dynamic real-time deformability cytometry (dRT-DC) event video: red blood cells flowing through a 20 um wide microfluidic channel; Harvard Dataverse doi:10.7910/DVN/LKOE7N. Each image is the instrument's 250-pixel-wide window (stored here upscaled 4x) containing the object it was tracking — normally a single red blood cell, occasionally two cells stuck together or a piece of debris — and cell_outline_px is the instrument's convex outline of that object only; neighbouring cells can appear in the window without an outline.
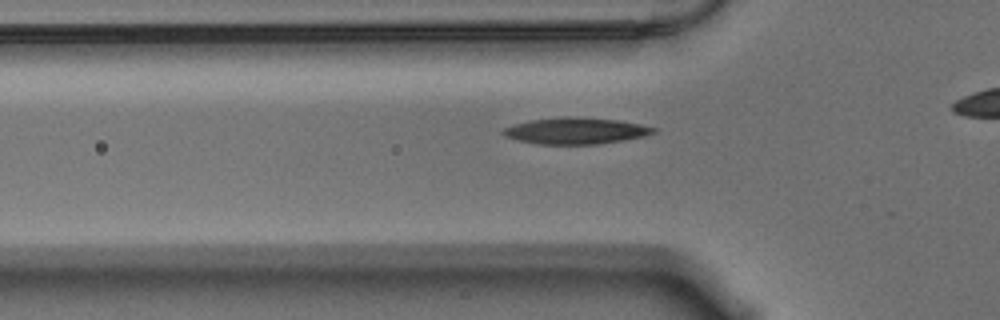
{"species": "Egyptian fruit bat (a non-hibernating species)", "species_latin": "Rousettus aegyptiacus", "temperature_condition": "warm", "stored_images_in_passage": 37, "camera_frame_rate_fps": 3000, "um_per_image_px": 0.085, "animal": {"sex": "male"}, "frame": {"image": 1, "passage_image": 9, "time_ms": 2.667, "image_size_px": [1000, 320], "cell_outline_px": [[660, 128], [656, 132], [644, 136], [624, 140], [596, 144], [536, 144], [516, 140], [504, 136], [500, 132], [504, 128], [516, 124], [532, 120], [560, 116], [576, 116], [616, 120], [640, 124]], "centroid_in_image_um": [48.94, 11.11], "position_along_channel_um": 76.9, "area_um2": 23.29}}
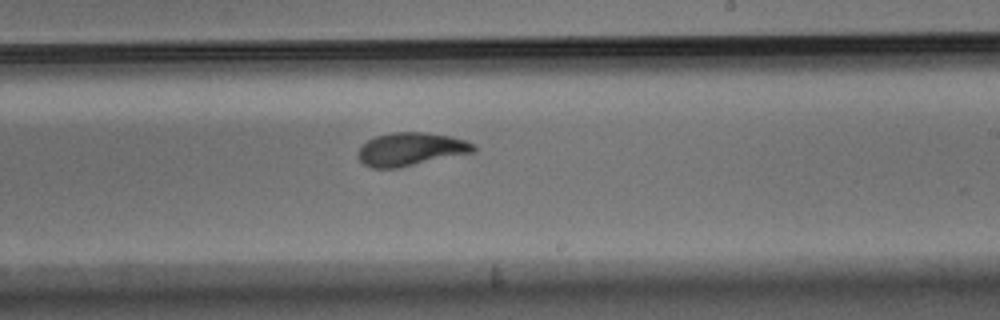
{"frame": {"image": 2, "passage_image": 24, "time_ms": 7.667, "image_size_px": [1000, 320], "cell_outline_px": [[476, 152], [396, 168], [372, 168], [364, 164], [360, 160], [356, 152], [368, 140], [376, 136], [396, 132], [424, 132], [448, 136], [464, 140], [476, 144]], "centroid_in_image_um": [34.93, 12.68], "position_along_channel_um": 254.1, "area_um2": 22.2}}
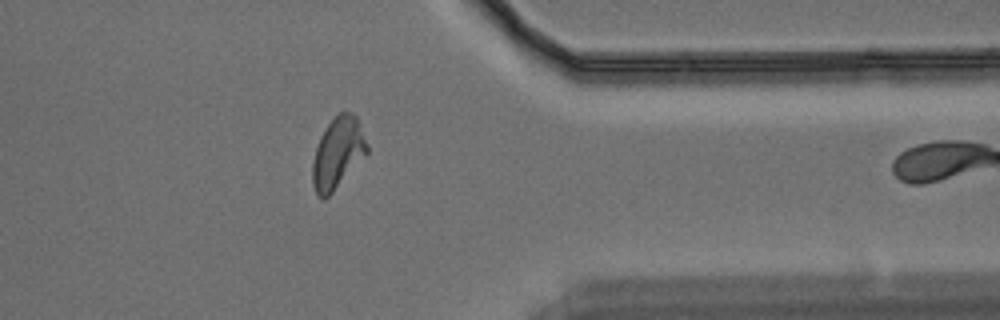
{"frame": {"image": 3, "passage_image": 36, "time_ms": 11.667, "image_size_px": [1000, 320], "cell_outline_px": [[368, 152], [332, 192], [324, 200], [316, 192], [312, 184], [312, 164], [316, 148], [320, 136], [324, 128], [340, 112], [352, 112], [356, 116], [368, 144]], "centroid_in_image_um": [28.7, 12.99], "position_along_channel_um": 382.7, "area_um2": 22.25}}